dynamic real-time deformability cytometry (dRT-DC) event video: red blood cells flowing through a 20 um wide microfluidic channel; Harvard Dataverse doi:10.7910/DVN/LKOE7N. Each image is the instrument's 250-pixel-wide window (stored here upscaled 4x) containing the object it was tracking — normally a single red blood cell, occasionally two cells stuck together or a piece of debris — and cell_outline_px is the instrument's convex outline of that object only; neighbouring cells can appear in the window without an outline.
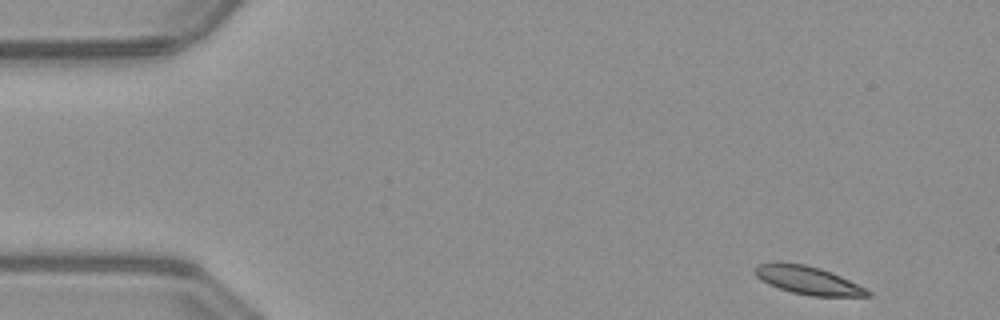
{"species": "common noctule bat (a hibernating species)", "species_latin": "Nyctalus noctula", "temperature_condition": "warm", "stored_images_in_passage": 35, "camera_frame_rate_fps": 3000, "um_per_image_px": 0.085, "animal": {"sex": "male", "body_mass_g": 23.1, "forearm_length_mm": 52.7}, "frame": {"image": 1, "passage_image": 1, "time_ms": 0.0, "image_size_px": [1000, 320], "cell_outline_px": [[872, 296], [812, 296], [792, 292], [768, 284], [756, 276], [756, 264], [804, 264], [820, 268], [832, 272], [872, 292]], "centroid_in_image_um": [68.73, 23.85], "position_along_channel_um": 16.3, "area_um2": 17.8}}
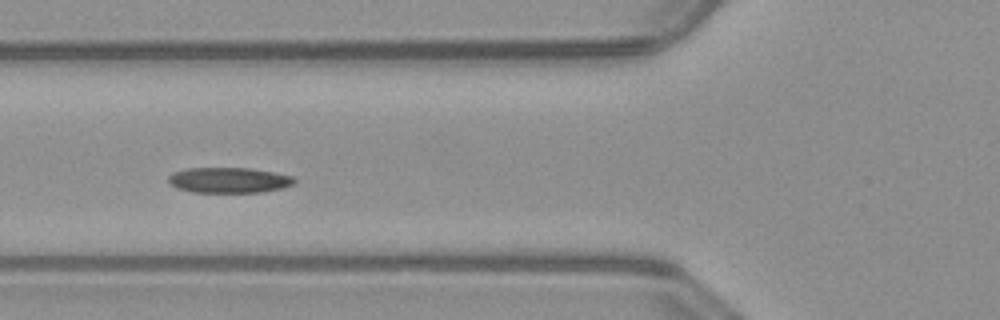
{"frame": {"image": 2, "passage_image": 16, "time_ms": 5.0, "image_size_px": [1000, 320], "cell_outline_px": [[296, 184], [284, 188], [260, 192], [192, 192], [176, 188], [168, 180], [168, 176], [172, 172], [188, 168], [252, 168], [292, 176], [296, 180]], "centroid_in_image_um": [19.47, 15.31], "position_along_channel_um": 106.3, "area_um2": 18.79}}
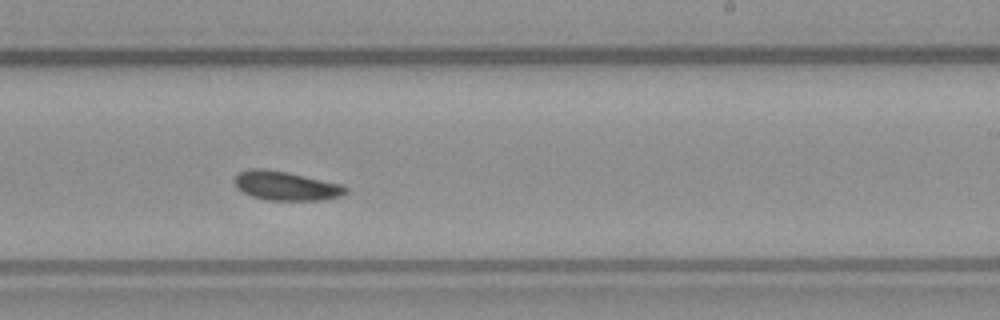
{"frame": {"image": 3, "passage_image": 28, "time_ms": 9.0, "image_size_px": [1000, 320], "cell_outline_px": [[348, 192], [340, 196], [324, 200], [264, 200], [252, 196], [236, 188], [232, 180], [240, 172], [252, 168], [264, 168], [288, 172], [340, 184], [348, 188]], "centroid_in_image_um": [24.28, 15.8], "position_along_channel_um": 264.7, "area_um2": 18.9}}